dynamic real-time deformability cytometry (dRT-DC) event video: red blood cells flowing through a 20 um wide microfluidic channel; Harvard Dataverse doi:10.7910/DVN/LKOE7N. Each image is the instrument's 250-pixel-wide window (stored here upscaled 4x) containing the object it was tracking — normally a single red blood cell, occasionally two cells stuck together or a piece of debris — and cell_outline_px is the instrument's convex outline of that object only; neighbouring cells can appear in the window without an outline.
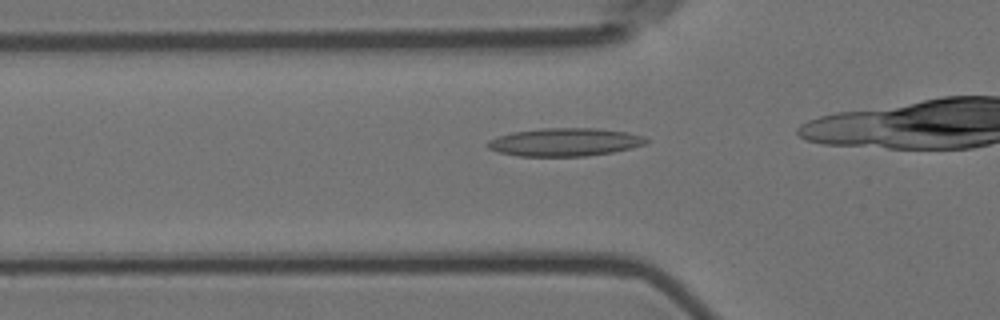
{"species": "Egyptian fruit bat (a non-hibernating species)", "species_latin": "Rousettus aegyptiacus", "temperature_condition": "room temperature", "stored_images_in_passage": 33, "camera_frame_rate_fps": 3000, "um_per_image_px": 0.085, "animal": {"sex": "female"}, "frame": {"image": 1, "passage_image": 8, "time_ms": 2.333, "image_size_px": [1000, 320], "cell_outline_px": [[648, 140], [644, 144], [632, 148], [612, 152], [584, 156], [520, 156], [500, 152], [488, 148], [484, 144], [488, 140], [496, 136], [512, 132], [540, 128], [596, 128], [628, 132], [644, 136]], "centroid_in_image_um": [47.98, 12.07], "position_along_channel_um": 77.8, "area_um2": 26.01}}
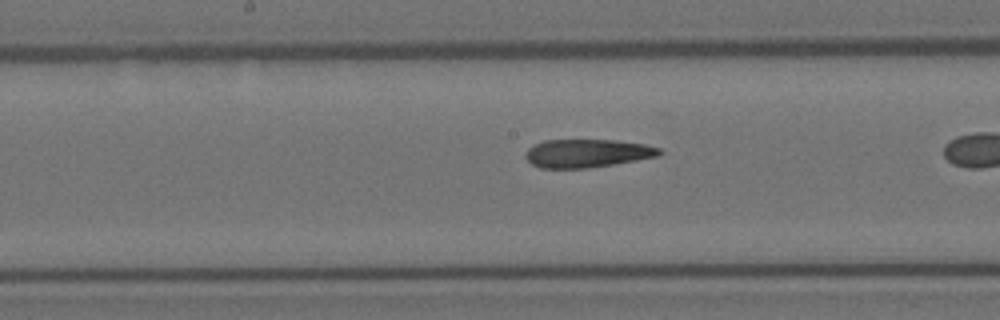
{"frame": {"image": 2, "passage_image": 18, "time_ms": 5.667, "image_size_px": [1000, 320], "cell_outline_px": [[664, 152], [656, 156], [636, 160], [588, 168], [540, 168], [532, 164], [524, 156], [528, 148], [532, 144], [544, 140], [616, 140], [644, 144], [660, 148]], "centroid_in_image_um": [49.87, 13.02], "position_along_channel_um": 198.3, "area_um2": 22.02}}
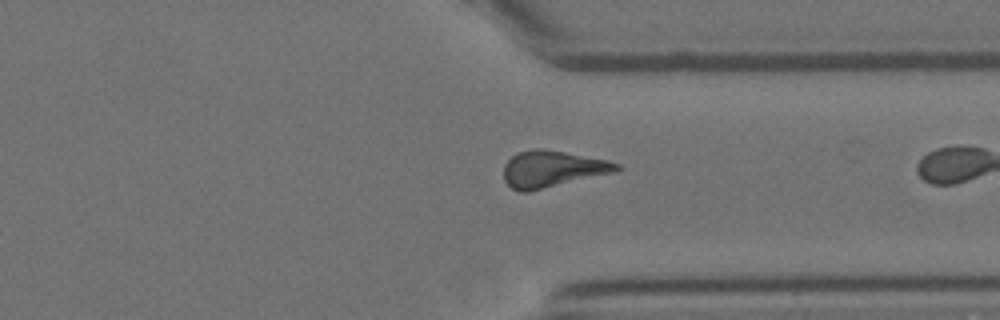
{"frame": {"image": 3, "passage_image": 32, "time_ms": 10.333, "image_size_px": [1000, 320], "cell_outline_px": [[620, 168], [616, 172], [528, 192], [520, 192], [512, 188], [504, 180], [504, 164], [516, 152], [532, 148], [544, 148], [608, 160], [620, 164]], "centroid_in_image_um": [46.93, 14.35], "position_along_channel_um": 364.5, "area_um2": 24.22}}